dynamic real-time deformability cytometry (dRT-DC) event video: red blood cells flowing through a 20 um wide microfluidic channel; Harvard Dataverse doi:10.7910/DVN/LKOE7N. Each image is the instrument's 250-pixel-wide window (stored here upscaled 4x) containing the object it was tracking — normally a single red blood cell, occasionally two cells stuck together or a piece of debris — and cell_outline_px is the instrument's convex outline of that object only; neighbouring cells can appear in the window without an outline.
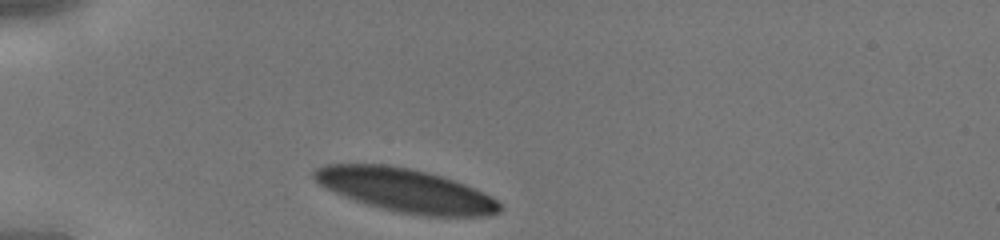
{"species": "human", "species_latin": "Homo sapiens", "temperature_condition": "cold", "stored_images_in_passage": 26, "camera_frame_rate_fps": 3000, "um_per_image_px": 0.085, "donor": {"sex": "male"}, "frame": {"image": 1, "passage_image": 1, "time_ms": 0.0, "image_size_px": [1000, 240], "cell_outline_px": [[504, 208], [500, 212], [488, 216], [428, 216], [400, 212], [380, 208], [344, 196], [320, 184], [312, 176], [312, 172], [316, 168], [324, 164], [384, 164], [408, 168], [428, 172], [464, 184], [496, 200]], "centroid_in_image_um": [34.47, 16.17], "position_along_channel_um": 50.5, "area_um2": 46.36}}
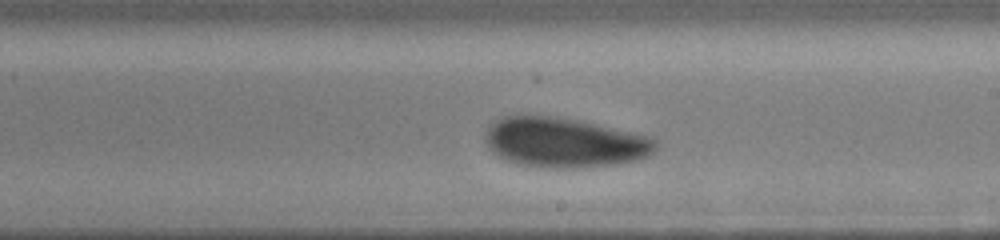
{"frame": {"image": 2, "passage_image": 15, "time_ms": 4.667, "image_size_px": [1000, 240], "cell_outline_px": [[660, 148], [648, 156], [636, 160], [616, 164], [580, 168], [548, 168], [516, 164], [492, 152], [488, 148], [488, 128], [496, 120], [504, 116], [556, 116], [580, 120], [648, 136], [656, 140]], "centroid_in_image_um": [48.03, 12.12], "position_along_channel_um": 241.0, "area_um2": 49.36}}
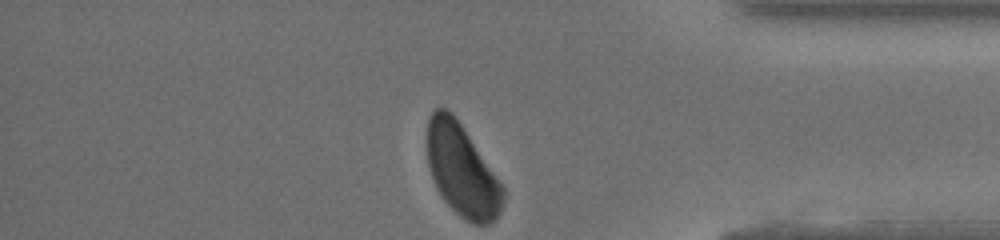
{"frame": {"image": 3, "passage_image": 26, "time_ms": 8.333, "image_size_px": [1000, 240], "cell_outline_px": [[504, 200], [496, 220], [488, 224], [472, 224], [460, 216], [444, 200], [436, 188], [428, 164], [428, 120], [432, 112], [436, 108], [444, 108], [452, 112], [504, 188]], "centroid_in_image_um": [39.26, 14.52], "position_along_channel_um": 395.9, "area_um2": 39.88}}